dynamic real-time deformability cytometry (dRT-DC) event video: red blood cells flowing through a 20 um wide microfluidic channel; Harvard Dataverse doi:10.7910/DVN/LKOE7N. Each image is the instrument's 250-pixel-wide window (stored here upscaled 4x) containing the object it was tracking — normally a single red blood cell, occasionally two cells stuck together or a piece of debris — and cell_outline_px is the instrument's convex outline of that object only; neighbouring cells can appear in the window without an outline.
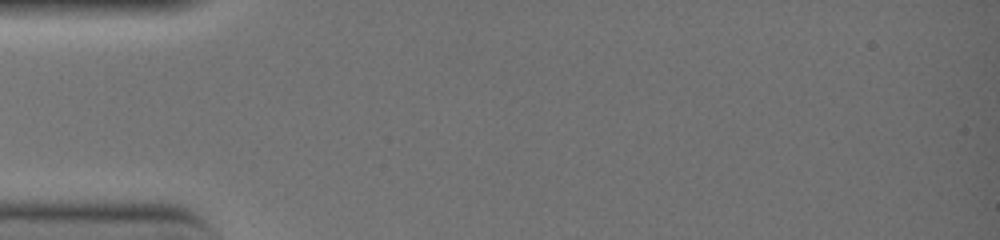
{"species": "common noctule bat (a hibernating species)", "species_latin": "Nyctalus noctula", "temperature_condition": "warm", "stored_images_in_passage": 3, "camera_frame_rate_fps": 3000, "um_per_image_px": 0.085, "animal": {"sex": "female", "body_mass_g": 19.0, "forearm_length_mm": 51.5}, "frame": {"image": 1, "passage_image": 1, "time_ms": 0.0, "image_size_px": [1000, 240], "cell_outline_px": [[160, 164], [156, 168], [36, 168], [16, 164], [12, 160], [28, 156], [140, 156]], "centroid_in_image_um": [7.34, 13.78], "position_along_channel_um": 77.7, "area_um2": 11.5}}